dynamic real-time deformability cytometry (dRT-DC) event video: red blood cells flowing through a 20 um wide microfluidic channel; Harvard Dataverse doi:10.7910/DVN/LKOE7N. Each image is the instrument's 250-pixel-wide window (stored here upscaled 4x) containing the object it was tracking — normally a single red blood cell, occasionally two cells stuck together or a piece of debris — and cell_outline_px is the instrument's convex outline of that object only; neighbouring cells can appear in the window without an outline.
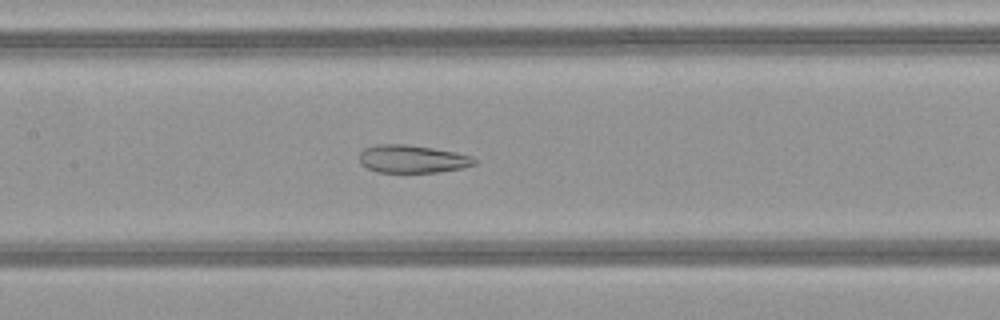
{"species": "common noctule bat (a hibernating species)", "species_latin": "Nyctalus noctula", "temperature_condition": "warm", "stored_images_in_passage": 44, "camera_frame_rate_fps": 3000, "um_per_image_px": 0.085, "animal": {"sex": "female", "body_mass_g": 21.9}, "frame": {"image": 1, "passage_image": 17, "time_ms": 5.333, "image_size_px": [1000, 320], "cell_outline_px": [[476, 164], [460, 168], [436, 172], [376, 172], [360, 164], [360, 152], [364, 148], [376, 144], [404, 144], [432, 148], [456, 152], [472, 156], [476, 160]], "centroid_in_image_um": [35.02, 13.51], "position_along_channel_um": 172.4, "area_um2": 18.61}}
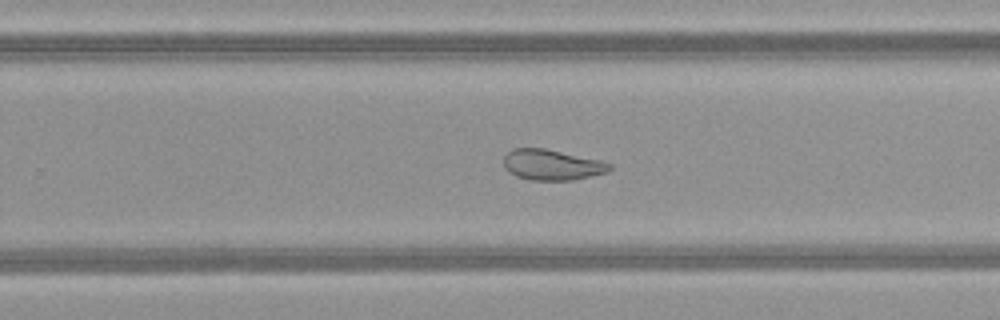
{"frame": {"image": 2, "passage_image": 25, "time_ms": 8.0, "image_size_px": [1000, 320], "cell_outline_px": [[612, 168], [608, 172], [592, 176], [572, 180], [532, 180], [516, 176], [508, 172], [504, 168], [504, 156], [512, 148], [544, 148], [600, 160], [612, 164]], "centroid_in_image_um": [46.91, 14.01], "position_along_channel_um": 282.9, "area_um2": 18.96}}
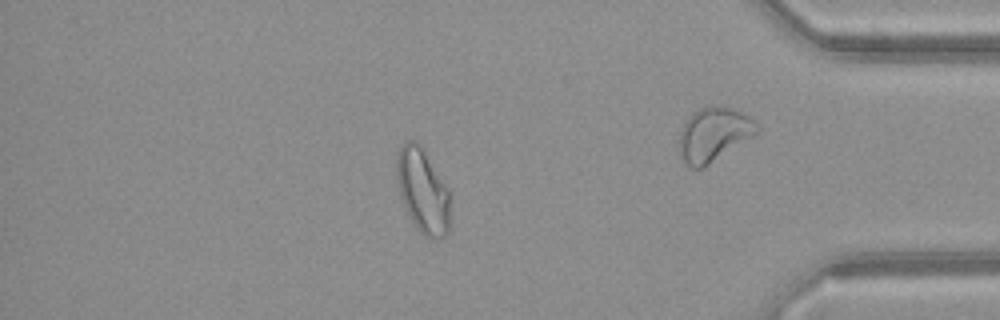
{"frame": {"image": 3, "passage_image": 36, "time_ms": 11.667, "image_size_px": [1000, 320], "cell_outline_px": [[448, 232], [440, 240], [424, 236], [420, 232], [408, 216], [400, 192], [396, 176], [396, 156], [404, 140], [416, 140], [448, 188]], "centroid_in_image_um": [35.9, 16.22], "position_along_channel_um": 399.3, "area_um2": 25.84}, "authors_computed_cell_mechanics": {"area_um2": 25.2586, "velocity_mm_per_s": 4.1643, "shape_relaxation_time_tau1_ms": null, "shape_relaxation_time_tau2_ms": 1.4034, "deformation_change_tau1": null, "deformation_change_tau2": 0.0845}}